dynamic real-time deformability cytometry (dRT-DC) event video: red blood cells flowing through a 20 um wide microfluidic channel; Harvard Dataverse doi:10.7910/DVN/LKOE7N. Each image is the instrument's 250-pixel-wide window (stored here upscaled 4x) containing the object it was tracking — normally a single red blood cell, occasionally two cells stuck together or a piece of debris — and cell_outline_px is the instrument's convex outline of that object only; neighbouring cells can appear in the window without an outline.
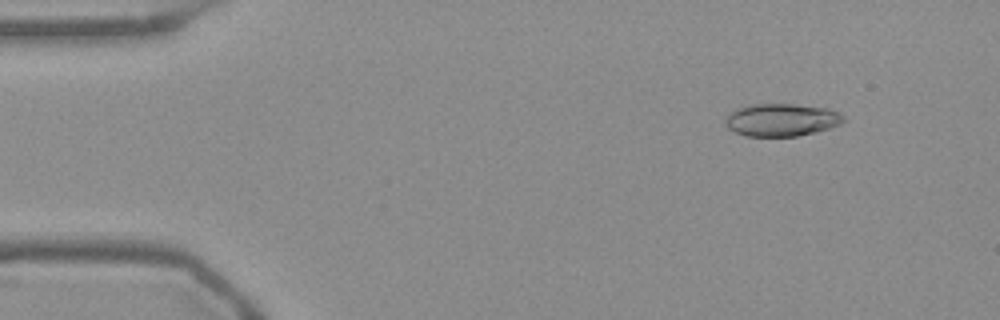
{"species": "Egyptian fruit bat (a non-hibernating species)", "species_latin": "Rousettus aegyptiacus", "temperature_condition": "warm", "stored_images_in_passage": 54, "camera_frame_rate_fps": 3000, "um_per_image_px": 0.085, "frame": {"image": 1, "passage_image": 6, "time_ms": 1.667, "image_size_px": [1000, 320], "cell_outline_px": [[844, 120], [840, 124], [816, 132], [796, 136], [744, 136], [728, 128], [724, 124], [724, 120], [736, 108], [748, 104], [796, 104], [828, 108], [844, 116]], "centroid_in_image_um": [66.4, 10.18], "position_along_channel_um": 18.6, "area_um2": 22.48}}
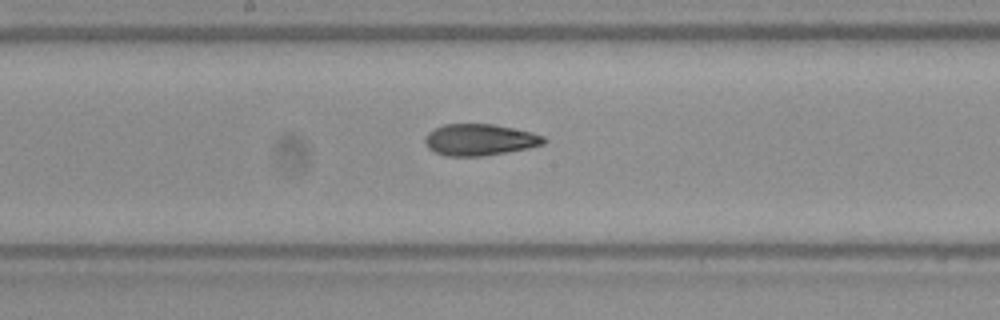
{"frame": {"image": 2, "passage_image": 28, "time_ms": 9.0, "image_size_px": [1000, 320], "cell_outline_px": [[548, 140], [544, 144], [528, 148], [484, 156], [444, 156], [428, 148], [424, 140], [424, 136], [428, 132], [444, 124], [492, 124], [532, 132], [544, 136]], "centroid_in_image_um": [40.77, 11.88], "position_along_channel_um": 207.4, "area_um2": 21.85}}
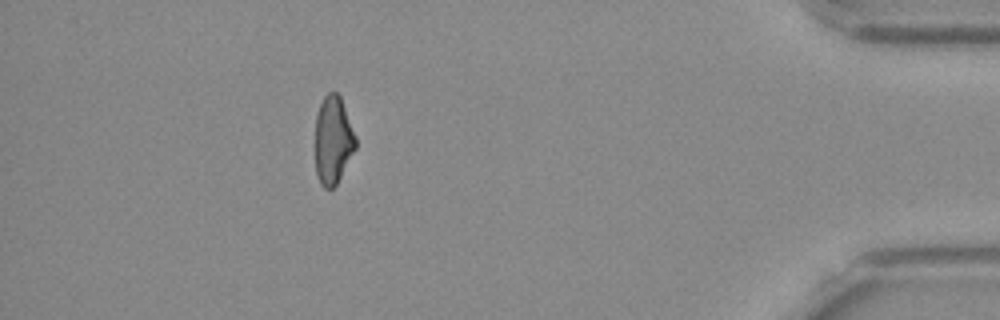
{"frame": {"image": 3, "passage_image": 48, "time_ms": 15.667, "image_size_px": [1000, 320], "cell_outline_px": [[356, 148], [336, 184], [332, 188], [324, 188], [320, 184], [316, 172], [316, 116], [320, 104], [324, 96], [328, 92], [336, 92], [340, 96], [356, 136]], "centroid_in_image_um": [28.31, 11.9], "position_along_channel_um": 406.9, "area_um2": 20.52}, "authors_computed_cell_mechanics": {"area_um2": 21.9929, "velocity_mm_per_s": 3.7967, "shape_relaxation_time_tau1_ms": null, "shape_relaxation_time_tau2_ms": 2.5116, "deformation_change_tau1": null, "deformation_change_tau2": 0.0969}}